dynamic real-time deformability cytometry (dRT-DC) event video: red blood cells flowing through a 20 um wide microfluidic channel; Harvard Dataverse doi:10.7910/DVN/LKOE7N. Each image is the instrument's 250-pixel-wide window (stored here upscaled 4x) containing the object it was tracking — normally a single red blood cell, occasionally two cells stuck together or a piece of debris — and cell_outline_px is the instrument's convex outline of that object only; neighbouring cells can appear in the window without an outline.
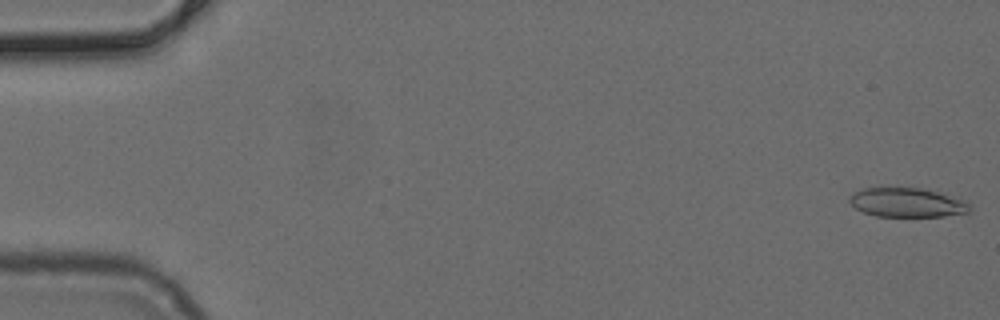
{"species": "common noctule bat (a hibernating species)", "species_latin": "Nyctalus noctula", "temperature_condition": "cold", "stored_images_in_passage": 51, "camera_frame_rate_fps": 3000, "um_per_image_px": 0.085, "animal": {"sex": "female", "body_mass_g": 24.6, "forearm_length_mm": 56.2}, "frame": {"image": 1, "passage_image": 1, "time_ms": 0.0, "image_size_px": [1000, 320], "cell_outline_px": [[968, 212], [944, 216], [876, 216], [864, 212], [856, 208], [848, 200], [848, 196], [864, 188], [920, 188], [968, 200]], "centroid_in_image_um": [77.09, 17.21], "position_along_channel_um": 7.9, "area_um2": 20.17}}
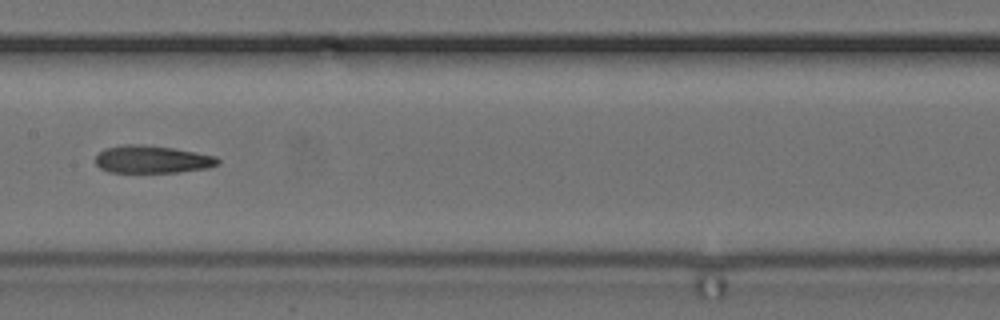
{"frame": {"image": 2, "passage_image": 26, "time_ms": 8.333, "image_size_px": [1000, 320], "cell_outline_px": [[220, 164], [208, 168], [180, 172], [108, 172], [100, 168], [96, 164], [96, 156], [104, 148], [120, 144], [140, 144], [176, 148], [216, 156], [220, 160]], "centroid_in_image_um": [12.95, 13.54], "position_along_channel_um": 194.5, "area_um2": 19.94}}
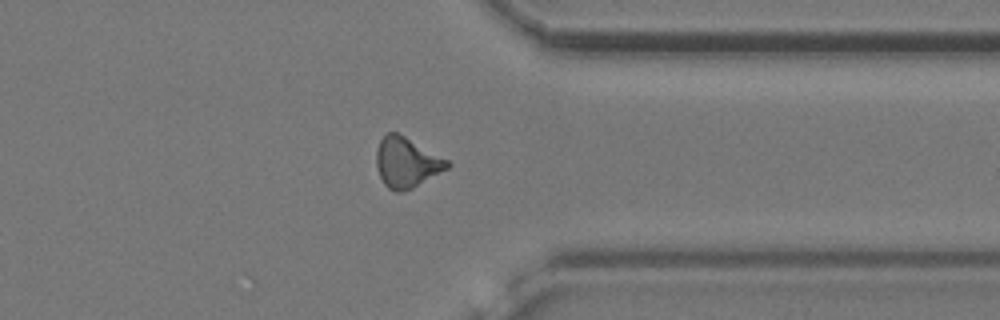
{"frame": {"image": 3, "passage_image": 40, "time_ms": 13.0, "image_size_px": [1000, 320], "cell_outline_px": [[452, 164], [448, 168], [412, 188], [404, 192], [396, 192], [388, 188], [384, 184], [380, 176], [376, 164], [376, 148], [380, 140], [388, 132], [396, 132], [404, 136], [448, 160]], "centroid_in_image_um": [34.54, 13.82], "position_along_channel_um": 376.9, "area_um2": 20.52}}